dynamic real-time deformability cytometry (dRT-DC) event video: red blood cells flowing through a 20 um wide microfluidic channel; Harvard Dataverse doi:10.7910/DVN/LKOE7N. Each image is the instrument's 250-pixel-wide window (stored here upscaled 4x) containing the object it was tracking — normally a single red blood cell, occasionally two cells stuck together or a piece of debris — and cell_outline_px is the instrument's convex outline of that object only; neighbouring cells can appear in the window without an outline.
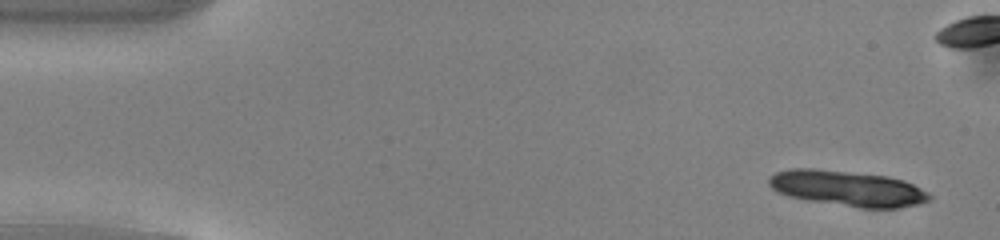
{"species": "common noctule bat (a hibernating species)", "species_latin": "Nyctalus noctula", "temperature_condition": "warm", "stored_images_in_passage": 12, "camera_frame_rate_fps": 3000, "um_per_image_px": 0.085, "animal": {"sex": "male", "body_mass_g": 13.0, "forearm_length_mm": 53.1}, "frame": {"image": 1, "passage_image": 1, "time_ms": 0.0, "image_size_px": [1000, 240], "cell_outline_px": [[932, 200], [920, 204], [896, 208], [860, 208], [808, 200], [788, 196], [772, 188], [768, 184], [768, 180], [776, 172], [788, 168], [812, 168], [888, 176], [904, 180], [928, 192], [932, 196]], "centroid_in_image_um": [72.07, 16.02], "position_along_channel_um": 12.9, "area_um2": 33.23}}